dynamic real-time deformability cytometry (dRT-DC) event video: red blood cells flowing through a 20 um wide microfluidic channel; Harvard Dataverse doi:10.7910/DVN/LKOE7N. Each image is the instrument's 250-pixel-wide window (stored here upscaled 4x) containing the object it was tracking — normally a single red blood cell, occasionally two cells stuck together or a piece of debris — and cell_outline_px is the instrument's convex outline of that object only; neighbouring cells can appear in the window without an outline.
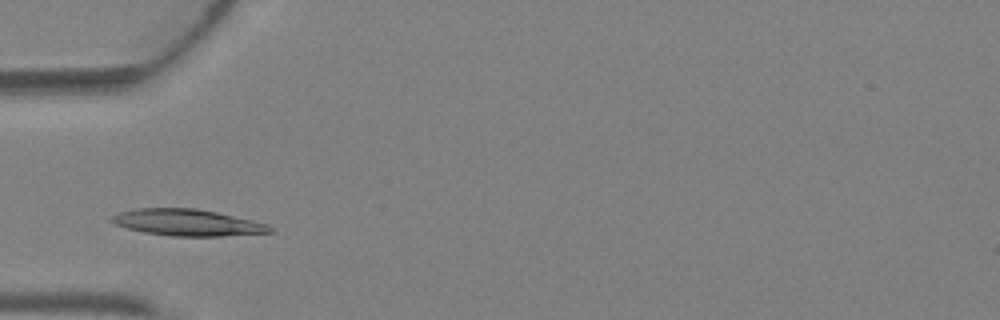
{"species": "Egyptian fruit bat (a non-hibernating species)", "species_latin": "Rousettus aegyptiacus", "temperature_condition": "warm", "stored_images_in_passage": 2, "camera_frame_rate_fps": 3000, "um_per_image_px": 0.085, "animal": {"sex": "female"}, "frame": {"image": 1, "passage_image": 1, "time_ms": 0.0, "image_size_px": [1000, 320], "cell_outline_px": [[272, 232], [220, 236], [172, 236], [144, 232], [128, 228], [116, 224], [108, 220], [108, 216], [132, 208], [196, 208], [216, 212], [252, 220], [264, 224], [272, 228]], "centroid_in_image_um": [15.84, 18.9], "position_along_channel_um": 69.2, "area_um2": 24.33}}
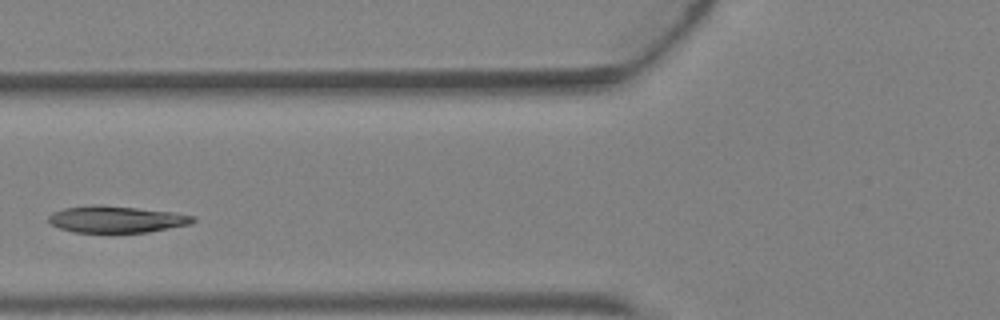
{"frame": {"image": 2, "passage_image": 2, "time_ms": 0.333, "image_size_px": [1000, 320], "cell_outline_px": [[196, 220], [192, 224], [148, 232], [72, 232], [60, 228], [52, 224], [48, 220], [48, 216], [52, 212], [64, 208], [92, 204], [100, 204], [172, 212], [196, 216]], "centroid_in_image_um": [9.89, 18.63], "position_along_channel_um": 115.9, "area_um2": 22.54}}